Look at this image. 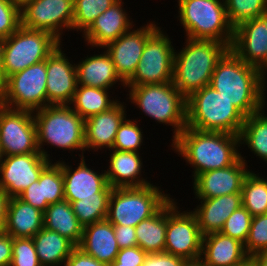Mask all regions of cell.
<instances>
[{
  "instance_id": "obj_48",
  "label": "cell",
  "mask_w": 267,
  "mask_h": 266,
  "mask_svg": "<svg viewBox=\"0 0 267 266\" xmlns=\"http://www.w3.org/2000/svg\"><path fill=\"white\" fill-rule=\"evenodd\" d=\"M63 266H107L104 263H101L92 256L86 254L82 249L76 246Z\"/></svg>"
},
{
  "instance_id": "obj_33",
  "label": "cell",
  "mask_w": 267,
  "mask_h": 266,
  "mask_svg": "<svg viewBox=\"0 0 267 266\" xmlns=\"http://www.w3.org/2000/svg\"><path fill=\"white\" fill-rule=\"evenodd\" d=\"M239 140L240 145L246 144L256 157L267 163V114L264 109L245 118Z\"/></svg>"
},
{
  "instance_id": "obj_47",
  "label": "cell",
  "mask_w": 267,
  "mask_h": 266,
  "mask_svg": "<svg viewBox=\"0 0 267 266\" xmlns=\"http://www.w3.org/2000/svg\"><path fill=\"white\" fill-rule=\"evenodd\" d=\"M183 262L181 257L161 252L147 254L142 266H181Z\"/></svg>"
},
{
  "instance_id": "obj_34",
  "label": "cell",
  "mask_w": 267,
  "mask_h": 266,
  "mask_svg": "<svg viewBox=\"0 0 267 266\" xmlns=\"http://www.w3.org/2000/svg\"><path fill=\"white\" fill-rule=\"evenodd\" d=\"M259 175L250 170L242 184V206L252 216L267 213V179Z\"/></svg>"
},
{
  "instance_id": "obj_41",
  "label": "cell",
  "mask_w": 267,
  "mask_h": 266,
  "mask_svg": "<svg viewBox=\"0 0 267 266\" xmlns=\"http://www.w3.org/2000/svg\"><path fill=\"white\" fill-rule=\"evenodd\" d=\"M244 248L249 257L267 249V213L252 217Z\"/></svg>"
},
{
  "instance_id": "obj_57",
  "label": "cell",
  "mask_w": 267,
  "mask_h": 266,
  "mask_svg": "<svg viewBox=\"0 0 267 266\" xmlns=\"http://www.w3.org/2000/svg\"><path fill=\"white\" fill-rule=\"evenodd\" d=\"M2 158H3V156H2V153H1V149H0V165L2 163Z\"/></svg>"
},
{
  "instance_id": "obj_53",
  "label": "cell",
  "mask_w": 267,
  "mask_h": 266,
  "mask_svg": "<svg viewBox=\"0 0 267 266\" xmlns=\"http://www.w3.org/2000/svg\"><path fill=\"white\" fill-rule=\"evenodd\" d=\"M181 266H205L201 258L184 260Z\"/></svg>"
},
{
  "instance_id": "obj_56",
  "label": "cell",
  "mask_w": 267,
  "mask_h": 266,
  "mask_svg": "<svg viewBox=\"0 0 267 266\" xmlns=\"http://www.w3.org/2000/svg\"><path fill=\"white\" fill-rule=\"evenodd\" d=\"M4 232V225L0 222V235H2Z\"/></svg>"
},
{
  "instance_id": "obj_46",
  "label": "cell",
  "mask_w": 267,
  "mask_h": 266,
  "mask_svg": "<svg viewBox=\"0 0 267 266\" xmlns=\"http://www.w3.org/2000/svg\"><path fill=\"white\" fill-rule=\"evenodd\" d=\"M113 228L119 249L138 246L135 227L125 225H113Z\"/></svg>"
},
{
  "instance_id": "obj_51",
  "label": "cell",
  "mask_w": 267,
  "mask_h": 266,
  "mask_svg": "<svg viewBox=\"0 0 267 266\" xmlns=\"http://www.w3.org/2000/svg\"><path fill=\"white\" fill-rule=\"evenodd\" d=\"M258 266H267V249H264L252 256Z\"/></svg>"
},
{
  "instance_id": "obj_35",
  "label": "cell",
  "mask_w": 267,
  "mask_h": 266,
  "mask_svg": "<svg viewBox=\"0 0 267 266\" xmlns=\"http://www.w3.org/2000/svg\"><path fill=\"white\" fill-rule=\"evenodd\" d=\"M41 184L42 201L54 204L64 200V179L61 169V161L50 162L39 176Z\"/></svg>"
},
{
  "instance_id": "obj_6",
  "label": "cell",
  "mask_w": 267,
  "mask_h": 266,
  "mask_svg": "<svg viewBox=\"0 0 267 266\" xmlns=\"http://www.w3.org/2000/svg\"><path fill=\"white\" fill-rule=\"evenodd\" d=\"M127 87L132 104L155 122L174 128L172 141L186 128V98L173 82Z\"/></svg>"
},
{
  "instance_id": "obj_19",
  "label": "cell",
  "mask_w": 267,
  "mask_h": 266,
  "mask_svg": "<svg viewBox=\"0 0 267 266\" xmlns=\"http://www.w3.org/2000/svg\"><path fill=\"white\" fill-rule=\"evenodd\" d=\"M78 167L72 169L61 160V169L64 179V200L72 203L79 201L80 198L88 197H110L112 187L108 184L104 170L100 173L92 170L84 157L80 158ZM89 167V168H88Z\"/></svg>"
},
{
  "instance_id": "obj_36",
  "label": "cell",
  "mask_w": 267,
  "mask_h": 266,
  "mask_svg": "<svg viewBox=\"0 0 267 266\" xmlns=\"http://www.w3.org/2000/svg\"><path fill=\"white\" fill-rule=\"evenodd\" d=\"M117 1L118 0H74L72 30L84 33L101 13L105 12Z\"/></svg>"
},
{
  "instance_id": "obj_12",
  "label": "cell",
  "mask_w": 267,
  "mask_h": 266,
  "mask_svg": "<svg viewBox=\"0 0 267 266\" xmlns=\"http://www.w3.org/2000/svg\"><path fill=\"white\" fill-rule=\"evenodd\" d=\"M172 197L167 201V229L164 252L192 260L201 257L203 235L195 214L180 212Z\"/></svg>"
},
{
  "instance_id": "obj_17",
  "label": "cell",
  "mask_w": 267,
  "mask_h": 266,
  "mask_svg": "<svg viewBox=\"0 0 267 266\" xmlns=\"http://www.w3.org/2000/svg\"><path fill=\"white\" fill-rule=\"evenodd\" d=\"M158 27L156 21H151L135 30L130 29L104 47L115 65L117 74L125 83L137 69L147 38Z\"/></svg>"
},
{
  "instance_id": "obj_23",
  "label": "cell",
  "mask_w": 267,
  "mask_h": 266,
  "mask_svg": "<svg viewBox=\"0 0 267 266\" xmlns=\"http://www.w3.org/2000/svg\"><path fill=\"white\" fill-rule=\"evenodd\" d=\"M199 205L193 209L202 235L220 232L227 218L242 206L241 193L215 198H196Z\"/></svg>"
},
{
  "instance_id": "obj_32",
  "label": "cell",
  "mask_w": 267,
  "mask_h": 266,
  "mask_svg": "<svg viewBox=\"0 0 267 266\" xmlns=\"http://www.w3.org/2000/svg\"><path fill=\"white\" fill-rule=\"evenodd\" d=\"M108 91L103 88L78 85L69 105L86 120L93 115L109 110L118 102L116 98L111 99L110 91Z\"/></svg>"
},
{
  "instance_id": "obj_44",
  "label": "cell",
  "mask_w": 267,
  "mask_h": 266,
  "mask_svg": "<svg viewBox=\"0 0 267 266\" xmlns=\"http://www.w3.org/2000/svg\"><path fill=\"white\" fill-rule=\"evenodd\" d=\"M147 253L139 246L120 249L115 260L108 266H142Z\"/></svg>"
},
{
  "instance_id": "obj_49",
  "label": "cell",
  "mask_w": 267,
  "mask_h": 266,
  "mask_svg": "<svg viewBox=\"0 0 267 266\" xmlns=\"http://www.w3.org/2000/svg\"><path fill=\"white\" fill-rule=\"evenodd\" d=\"M13 237L7 233L0 235V266H10L12 262Z\"/></svg>"
},
{
  "instance_id": "obj_5",
  "label": "cell",
  "mask_w": 267,
  "mask_h": 266,
  "mask_svg": "<svg viewBox=\"0 0 267 266\" xmlns=\"http://www.w3.org/2000/svg\"><path fill=\"white\" fill-rule=\"evenodd\" d=\"M246 116L210 85L186 99V127L239 135Z\"/></svg>"
},
{
  "instance_id": "obj_15",
  "label": "cell",
  "mask_w": 267,
  "mask_h": 266,
  "mask_svg": "<svg viewBox=\"0 0 267 266\" xmlns=\"http://www.w3.org/2000/svg\"><path fill=\"white\" fill-rule=\"evenodd\" d=\"M230 49L267 75V12L234 28Z\"/></svg>"
},
{
  "instance_id": "obj_14",
  "label": "cell",
  "mask_w": 267,
  "mask_h": 266,
  "mask_svg": "<svg viewBox=\"0 0 267 266\" xmlns=\"http://www.w3.org/2000/svg\"><path fill=\"white\" fill-rule=\"evenodd\" d=\"M73 16L74 0H33L21 10V25L49 32L62 43V31H72Z\"/></svg>"
},
{
  "instance_id": "obj_2",
  "label": "cell",
  "mask_w": 267,
  "mask_h": 266,
  "mask_svg": "<svg viewBox=\"0 0 267 266\" xmlns=\"http://www.w3.org/2000/svg\"><path fill=\"white\" fill-rule=\"evenodd\" d=\"M171 145V149L193 167V180L203 172L235 164L241 155L239 135L226 132L186 127Z\"/></svg>"
},
{
  "instance_id": "obj_30",
  "label": "cell",
  "mask_w": 267,
  "mask_h": 266,
  "mask_svg": "<svg viewBox=\"0 0 267 266\" xmlns=\"http://www.w3.org/2000/svg\"><path fill=\"white\" fill-rule=\"evenodd\" d=\"M32 239L42 266L63 265L76 247L67 238L44 227Z\"/></svg>"
},
{
  "instance_id": "obj_25",
  "label": "cell",
  "mask_w": 267,
  "mask_h": 266,
  "mask_svg": "<svg viewBox=\"0 0 267 266\" xmlns=\"http://www.w3.org/2000/svg\"><path fill=\"white\" fill-rule=\"evenodd\" d=\"M109 167L105 170L108 184L112 188L141 187L151 184L142 176L143 162L140 153L112 149Z\"/></svg>"
},
{
  "instance_id": "obj_16",
  "label": "cell",
  "mask_w": 267,
  "mask_h": 266,
  "mask_svg": "<svg viewBox=\"0 0 267 266\" xmlns=\"http://www.w3.org/2000/svg\"><path fill=\"white\" fill-rule=\"evenodd\" d=\"M50 162L41 153L3 156L0 165V189L9 197H18L39 179L42 170Z\"/></svg>"
},
{
  "instance_id": "obj_54",
  "label": "cell",
  "mask_w": 267,
  "mask_h": 266,
  "mask_svg": "<svg viewBox=\"0 0 267 266\" xmlns=\"http://www.w3.org/2000/svg\"><path fill=\"white\" fill-rule=\"evenodd\" d=\"M10 1L15 7H17L21 11L33 0H10Z\"/></svg>"
},
{
  "instance_id": "obj_38",
  "label": "cell",
  "mask_w": 267,
  "mask_h": 266,
  "mask_svg": "<svg viewBox=\"0 0 267 266\" xmlns=\"http://www.w3.org/2000/svg\"><path fill=\"white\" fill-rule=\"evenodd\" d=\"M225 4L227 18L233 28L267 12V0H225Z\"/></svg>"
},
{
  "instance_id": "obj_18",
  "label": "cell",
  "mask_w": 267,
  "mask_h": 266,
  "mask_svg": "<svg viewBox=\"0 0 267 266\" xmlns=\"http://www.w3.org/2000/svg\"><path fill=\"white\" fill-rule=\"evenodd\" d=\"M61 46L60 43L46 58L47 106L69 105L78 86L76 64L68 59Z\"/></svg>"
},
{
  "instance_id": "obj_50",
  "label": "cell",
  "mask_w": 267,
  "mask_h": 266,
  "mask_svg": "<svg viewBox=\"0 0 267 266\" xmlns=\"http://www.w3.org/2000/svg\"><path fill=\"white\" fill-rule=\"evenodd\" d=\"M10 197L0 189V222L4 225L6 221L7 208Z\"/></svg>"
},
{
  "instance_id": "obj_40",
  "label": "cell",
  "mask_w": 267,
  "mask_h": 266,
  "mask_svg": "<svg viewBox=\"0 0 267 266\" xmlns=\"http://www.w3.org/2000/svg\"><path fill=\"white\" fill-rule=\"evenodd\" d=\"M252 217L250 212L244 206H241L227 218L220 232L245 244Z\"/></svg>"
},
{
  "instance_id": "obj_7",
  "label": "cell",
  "mask_w": 267,
  "mask_h": 266,
  "mask_svg": "<svg viewBox=\"0 0 267 266\" xmlns=\"http://www.w3.org/2000/svg\"><path fill=\"white\" fill-rule=\"evenodd\" d=\"M178 19L186 38L216 40L231 47L234 28L230 25L225 0H178Z\"/></svg>"
},
{
  "instance_id": "obj_43",
  "label": "cell",
  "mask_w": 267,
  "mask_h": 266,
  "mask_svg": "<svg viewBox=\"0 0 267 266\" xmlns=\"http://www.w3.org/2000/svg\"><path fill=\"white\" fill-rule=\"evenodd\" d=\"M20 26L21 11L10 0H0V38H8Z\"/></svg>"
},
{
  "instance_id": "obj_37",
  "label": "cell",
  "mask_w": 267,
  "mask_h": 266,
  "mask_svg": "<svg viewBox=\"0 0 267 266\" xmlns=\"http://www.w3.org/2000/svg\"><path fill=\"white\" fill-rule=\"evenodd\" d=\"M110 197L80 198L71 203L79 223L85 227L107 218Z\"/></svg>"
},
{
  "instance_id": "obj_8",
  "label": "cell",
  "mask_w": 267,
  "mask_h": 266,
  "mask_svg": "<svg viewBox=\"0 0 267 266\" xmlns=\"http://www.w3.org/2000/svg\"><path fill=\"white\" fill-rule=\"evenodd\" d=\"M160 189L153 183L141 187L113 188L106 219L112 225L136 227L170 199V194Z\"/></svg>"
},
{
  "instance_id": "obj_29",
  "label": "cell",
  "mask_w": 267,
  "mask_h": 266,
  "mask_svg": "<svg viewBox=\"0 0 267 266\" xmlns=\"http://www.w3.org/2000/svg\"><path fill=\"white\" fill-rule=\"evenodd\" d=\"M43 227L59 233L79 246L83 236V226L67 200L50 204L43 212Z\"/></svg>"
},
{
  "instance_id": "obj_20",
  "label": "cell",
  "mask_w": 267,
  "mask_h": 266,
  "mask_svg": "<svg viewBox=\"0 0 267 266\" xmlns=\"http://www.w3.org/2000/svg\"><path fill=\"white\" fill-rule=\"evenodd\" d=\"M247 160L240 159L233 165L199 174L193 182L195 198H215L227 194L241 193L242 184L250 172Z\"/></svg>"
},
{
  "instance_id": "obj_3",
  "label": "cell",
  "mask_w": 267,
  "mask_h": 266,
  "mask_svg": "<svg viewBox=\"0 0 267 266\" xmlns=\"http://www.w3.org/2000/svg\"><path fill=\"white\" fill-rule=\"evenodd\" d=\"M184 46L174 53L173 84L187 99L208 86L219 60L230 49L216 40L185 39Z\"/></svg>"
},
{
  "instance_id": "obj_42",
  "label": "cell",
  "mask_w": 267,
  "mask_h": 266,
  "mask_svg": "<svg viewBox=\"0 0 267 266\" xmlns=\"http://www.w3.org/2000/svg\"><path fill=\"white\" fill-rule=\"evenodd\" d=\"M10 266H42L32 238H13Z\"/></svg>"
},
{
  "instance_id": "obj_52",
  "label": "cell",
  "mask_w": 267,
  "mask_h": 266,
  "mask_svg": "<svg viewBox=\"0 0 267 266\" xmlns=\"http://www.w3.org/2000/svg\"><path fill=\"white\" fill-rule=\"evenodd\" d=\"M2 45H3V39L0 38V90L2 89L6 81L3 71Z\"/></svg>"
},
{
  "instance_id": "obj_4",
  "label": "cell",
  "mask_w": 267,
  "mask_h": 266,
  "mask_svg": "<svg viewBox=\"0 0 267 266\" xmlns=\"http://www.w3.org/2000/svg\"><path fill=\"white\" fill-rule=\"evenodd\" d=\"M33 115L38 148L46 159L52 160L44 145L72 152L79 150L82 151L79 157H85V120L69 105H48L33 111Z\"/></svg>"
},
{
  "instance_id": "obj_10",
  "label": "cell",
  "mask_w": 267,
  "mask_h": 266,
  "mask_svg": "<svg viewBox=\"0 0 267 266\" xmlns=\"http://www.w3.org/2000/svg\"><path fill=\"white\" fill-rule=\"evenodd\" d=\"M46 60L9 76L0 90V103L11 109L36 111L47 106Z\"/></svg>"
},
{
  "instance_id": "obj_9",
  "label": "cell",
  "mask_w": 267,
  "mask_h": 266,
  "mask_svg": "<svg viewBox=\"0 0 267 266\" xmlns=\"http://www.w3.org/2000/svg\"><path fill=\"white\" fill-rule=\"evenodd\" d=\"M61 42L51 33L32 30L22 25L8 38L3 39V71L7 79L46 58Z\"/></svg>"
},
{
  "instance_id": "obj_1",
  "label": "cell",
  "mask_w": 267,
  "mask_h": 266,
  "mask_svg": "<svg viewBox=\"0 0 267 266\" xmlns=\"http://www.w3.org/2000/svg\"><path fill=\"white\" fill-rule=\"evenodd\" d=\"M266 77L229 49L217 63L209 85L247 117L265 108Z\"/></svg>"
},
{
  "instance_id": "obj_13",
  "label": "cell",
  "mask_w": 267,
  "mask_h": 266,
  "mask_svg": "<svg viewBox=\"0 0 267 266\" xmlns=\"http://www.w3.org/2000/svg\"><path fill=\"white\" fill-rule=\"evenodd\" d=\"M0 149L2 156L40 153L32 111L0 104Z\"/></svg>"
},
{
  "instance_id": "obj_27",
  "label": "cell",
  "mask_w": 267,
  "mask_h": 266,
  "mask_svg": "<svg viewBox=\"0 0 267 266\" xmlns=\"http://www.w3.org/2000/svg\"><path fill=\"white\" fill-rule=\"evenodd\" d=\"M78 85L88 87H98L110 90L116 83L121 82L125 87V82L116 72L115 65L107 51L100 55H87L85 59L76 63Z\"/></svg>"
},
{
  "instance_id": "obj_45",
  "label": "cell",
  "mask_w": 267,
  "mask_h": 266,
  "mask_svg": "<svg viewBox=\"0 0 267 266\" xmlns=\"http://www.w3.org/2000/svg\"><path fill=\"white\" fill-rule=\"evenodd\" d=\"M18 198L42 212L49 206L47 201H42L41 184H39V179L29 185Z\"/></svg>"
},
{
  "instance_id": "obj_39",
  "label": "cell",
  "mask_w": 267,
  "mask_h": 266,
  "mask_svg": "<svg viewBox=\"0 0 267 266\" xmlns=\"http://www.w3.org/2000/svg\"><path fill=\"white\" fill-rule=\"evenodd\" d=\"M134 120L124 119L119 125L116 137L114 140L113 148L119 151L138 152L141 150L143 144V130L139 128V124Z\"/></svg>"
},
{
  "instance_id": "obj_26",
  "label": "cell",
  "mask_w": 267,
  "mask_h": 266,
  "mask_svg": "<svg viewBox=\"0 0 267 266\" xmlns=\"http://www.w3.org/2000/svg\"><path fill=\"white\" fill-rule=\"evenodd\" d=\"M78 247L107 266L115 260L120 250L113 225L107 219L83 227V236Z\"/></svg>"
},
{
  "instance_id": "obj_24",
  "label": "cell",
  "mask_w": 267,
  "mask_h": 266,
  "mask_svg": "<svg viewBox=\"0 0 267 266\" xmlns=\"http://www.w3.org/2000/svg\"><path fill=\"white\" fill-rule=\"evenodd\" d=\"M249 256L244 244L221 232L203 236L201 259L205 266H238Z\"/></svg>"
},
{
  "instance_id": "obj_22",
  "label": "cell",
  "mask_w": 267,
  "mask_h": 266,
  "mask_svg": "<svg viewBox=\"0 0 267 266\" xmlns=\"http://www.w3.org/2000/svg\"><path fill=\"white\" fill-rule=\"evenodd\" d=\"M124 102L118 101L109 110L85 120V147L95 152L102 148L112 150L119 125L127 118Z\"/></svg>"
},
{
  "instance_id": "obj_55",
  "label": "cell",
  "mask_w": 267,
  "mask_h": 266,
  "mask_svg": "<svg viewBox=\"0 0 267 266\" xmlns=\"http://www.w3.org/2000/svg\"><path fill=\"white\" fill-rule=\"evenodd\" d=\"M238 266H258L252 257H248L243 263Z\"/></svg>"
},
{
  "instance_id": "obj_21",
  "label": "cell",
  "mask_w": 267,
  "mask_h": 266,
  "mask_svg": "<svg viewBox=\"0 0 267 266\" xmlns=\"http://www.w3.org/2000/svg\"><path fill=\"white\" fill-rule=\"evenodd\" d=\"M123 4L122 0H118L94 20L82 35L87 46L90 45L91 49L104 48L136 25L131 21L132 18L123 8Z\"/></svg>"
},
{
  "instance_id": "obj_11",
  "label": "cell",
  "mask_w": 267,
  "mask_h": 266,
  "mask_svg": "<svg viewBox=\"0 0 267 266\" xmlns=\"http://www.w3.org/2000/svg\"><path fill=\"white\" fill-rule=\"evenodd\" d=\"M160 26L147 38L140 61L125 86L161 84L173 81L174 47Z\"/></svg>"
},
{
  "instance_id": "obj_31",
  "label": "cell",
  "mask_w": 267,
  "mask_h": 266,
  "mask_svg": "<svg viewBox=\"0 0 267 266\" xmlns=\"http://www.w3.org/2000/svg\"><path fill=\"white\" fill-rule=\"evenodd\" d=\"M166 229L167 202L153 216L135 227L138 246L147 254L164 252Z\"/></svg>"
},
{
  "instance_id": "obj_28",
  "label": "cell",
  "mask_w": 267,
  "mask_h": 266,
  "mask_svg": "<svg viewBox=\"0 0 267 266\" xmlns=\"http://www.w3.org/2000/svg\"><path fill=\"white\" fill-rule=\"evenodd\" d=\"M43 212L18 197H10L5 233L13 238H32L43 228Z\"/></svg>"
}]
</instances>
